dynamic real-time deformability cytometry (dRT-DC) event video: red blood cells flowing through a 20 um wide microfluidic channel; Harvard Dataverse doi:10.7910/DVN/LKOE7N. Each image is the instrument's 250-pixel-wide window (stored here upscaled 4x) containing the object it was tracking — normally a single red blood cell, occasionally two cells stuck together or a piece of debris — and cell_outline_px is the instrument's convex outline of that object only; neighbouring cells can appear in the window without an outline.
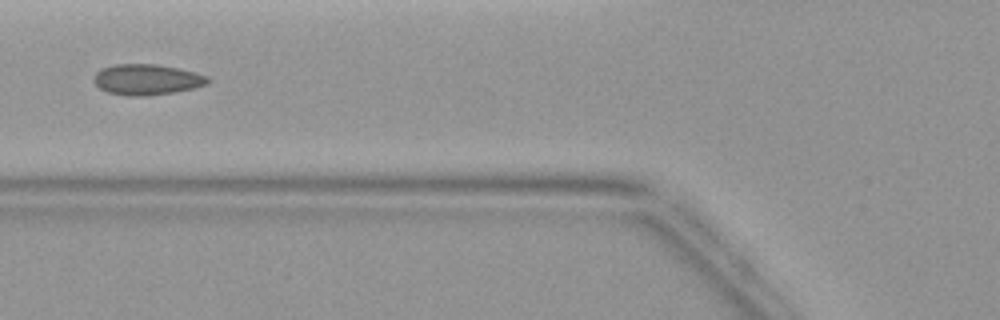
{"species": "common noctule bat (a hibernating species)", "species_latin": "Nyctalus noctula", "temperature_condition": "warm", "stored_images_in_passage": 6, "camera_frame_rate_fps": 3000, "um_per_image_px": 0.085, "animal": {"sex": "female", "body_mass_g": 19.9}, "frame": {"image": 1, "passage_image": 6, "time_ms": 5.667, "image_size_px": [1000, 320], "cell_outline_px": [[212, 80], [208, 84], [192, 88], [172, 92], [140, 96], [128, 96], [108, 92], [100, 88], [92, 80], [96, 72], [100, 68], [116, 64], [156, 64], [180, 68], [196, 72], [208, 76]], "centroid_in_image_um": [12.49, 6.74], "position_along_channel_um": 113.3, "area_um2": 20.46}}